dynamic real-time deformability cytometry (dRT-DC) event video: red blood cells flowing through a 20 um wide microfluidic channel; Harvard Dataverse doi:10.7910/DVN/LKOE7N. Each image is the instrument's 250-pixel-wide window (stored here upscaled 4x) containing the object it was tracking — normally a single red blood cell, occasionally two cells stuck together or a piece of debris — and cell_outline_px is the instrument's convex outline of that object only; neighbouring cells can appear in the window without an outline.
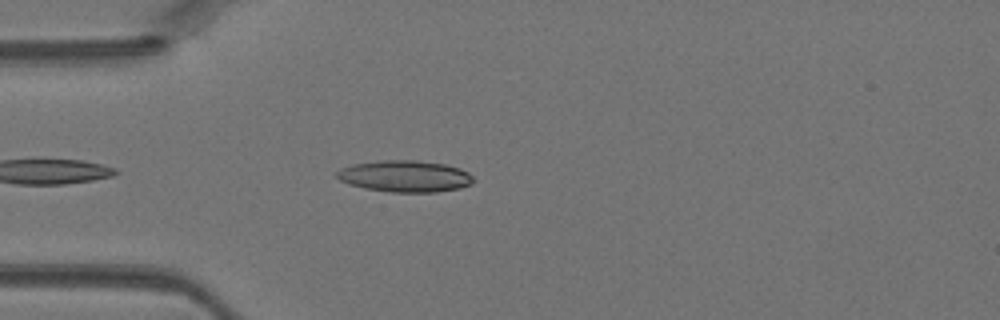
{"species": "Egyptian fruit bat (a non-hibernating species)", "species_latin": "Rousettus aegyptiacus", "temperature_condition": "warm", "stored_images_in_passage": 27, "camera_frame_rate_fps": 3000, "um_per_image_px": 0.085, "animal": {"sex": "female"}, "frame": {"image": 1, "passage_image": 3, "time_ms": 0.667, "image_size_px": [1000, 320], "cell_outline_px": [[472, 184], [460, 188], [436, 192], [392, 192], [364, 188], [348, 184], [340, 180], [336, 176], [336, 172], [340, 168], [352, 164], [380, 160], [416, 160], [444, 164], [460, 168], [468, 172], [472, 176]], "centroid_in_image_um": [34.4, 14.97], "position_along_channel_um": 50.6, "area_um2": 25.2}}
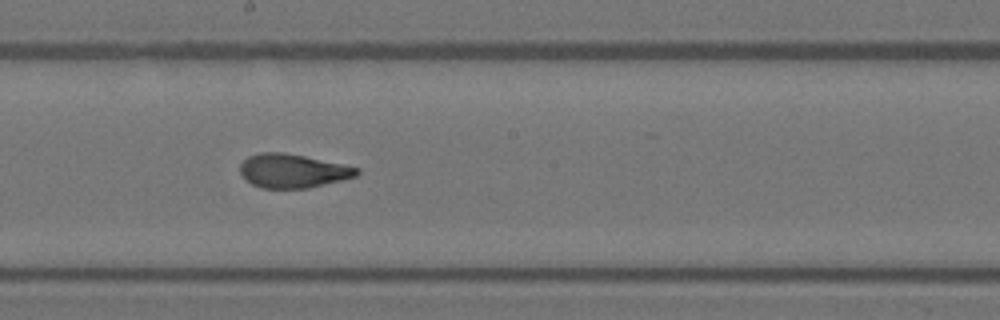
{"frame": {"image": 2, "passage_image": 15, "time_ms": 4.667, "image_size_px": [1000, 320], "cell_outline_px": [[360, 172], [356, 176], [308, 188], [260, 188], [244, 180], [240, 172], [240, 164], [248, 156], [260, 152], [280, 152], [304, 156], [344, 164], [360, 168]], "centroid_in_image_um": [24.85, 14.52], "position_along_channel_um": 223.3, "area_um2": 23.0}}
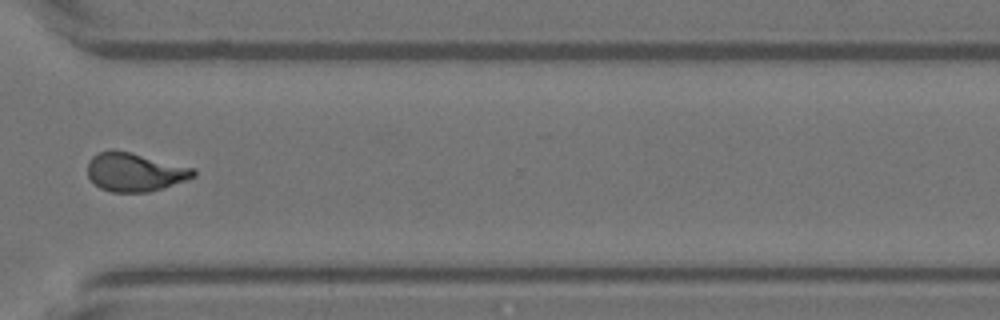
{"frame": {"image": 3, "passage_image": 24, "time_ms": 7.667, "image_size_px": [1000, 320], "cell_outline_px": [[196, 176], [164, 188], [148, 192], [112, 192], [100, 188], [88, 176], [88, 160], [92, 156], [100, 152], [128, 152], [196, 168]], "centroid_in_image_um": [11.49, 14.65], "position_along_channel_um": 359.1, "area_um2": 23.41}}